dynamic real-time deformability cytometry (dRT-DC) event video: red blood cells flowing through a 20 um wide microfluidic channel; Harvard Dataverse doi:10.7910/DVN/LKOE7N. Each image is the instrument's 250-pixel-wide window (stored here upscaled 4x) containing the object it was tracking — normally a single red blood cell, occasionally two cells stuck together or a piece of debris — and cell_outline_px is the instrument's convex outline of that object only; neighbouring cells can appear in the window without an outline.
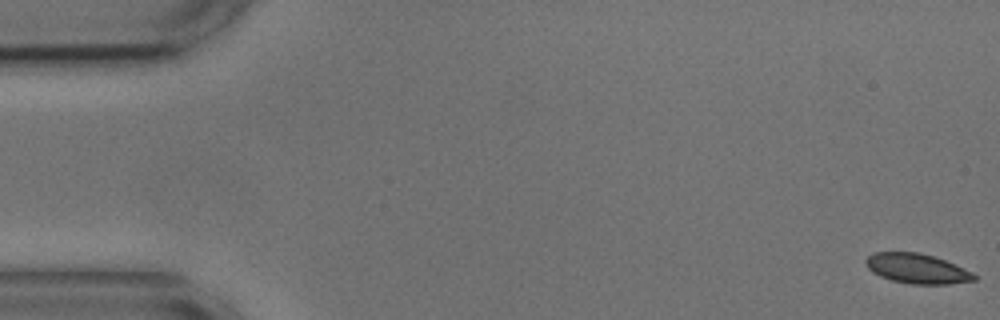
{"species": "common noctule bat (a hibernating species)", "species_latin": "Nyctalus noctula", "temperature_condition": "cold", "stored_images_in_passage": 56, "camera_frame_rate_fps": 3000, "um_per_image_px": 0.085, "animal": {"sex": "male", "body_mass_g": 17.9, "forearm_length_mm": 54.2}, "frame": {"image": 1, "passage_image": 1, "time_ms": 0.0, "image_size_px": [1000, 320], "cell_outline_px": [[976, 280], [948, 284], [912, 284], [892, 280], [880, 276], [872, 272], [868, 268], [864, 260], [868, 256], [876, 252], [920, 252], [944, 260], [964, 268], [972, 272], [976, 276]], "centroid_in_image_um": [77.93, 22.83], "position_along_channel_um": 7.1, "area_um2": 18.73}}
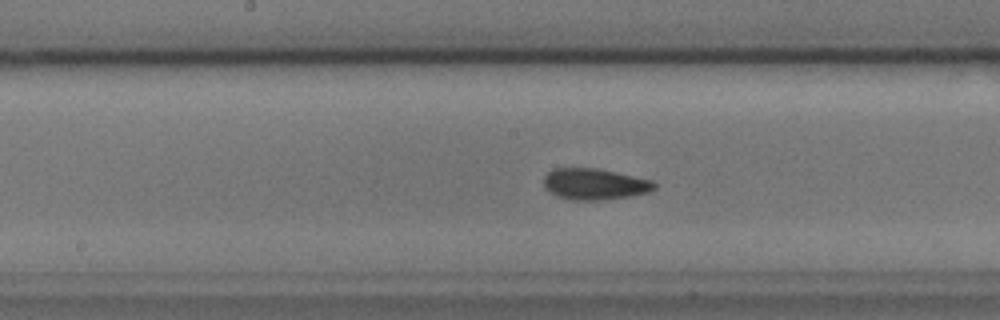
{"frame": {"image": 2, "passage_image": 28, "time_ms": 9.0, "image_size_px": [1000, 320], "cell_outline_px": [[656, 188], [648, 192], [628, 196], [600, 200], [572, 200], [556, 196], [544, 188], [544, 176], [552, 168], [596, 168], [616, 172], [652, 180], [656, 184]], "centroid_in_image_um": [50.51, 15.64], "position_along_channel_um": 197.7, "area_um2": 20.11}}
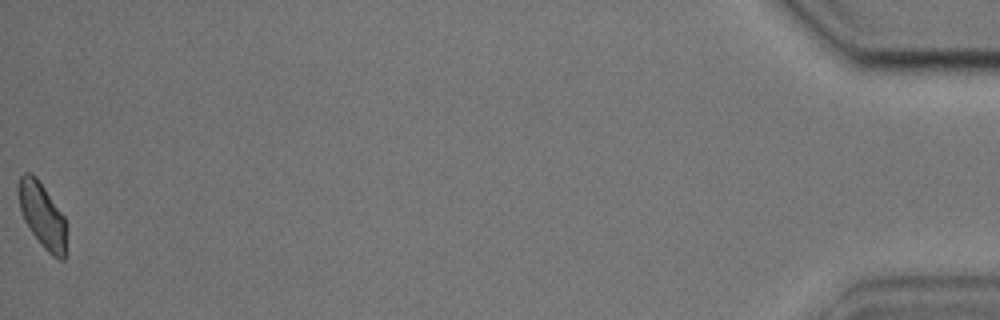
{"frame": {"image": 3, "passage_image": 56, "time_ms": 18.333, "image_size_px": [1000, 320], "cell_outline_px": [[68, 228], [64, 260], [60, 260], [52, 256], [44, 248], [32, 232], [24, 220], [20, 208], [16, 192], [16, 188], [20, 176], [24, 172], [28, 172], [36, 176], [64, 216], [68, 224]], "centroid_in_image_um": [3.6, 18.3], "position_along_channel_um": 431.6, "area_um2": 18.55}, "authors_computed_cell_mechanics": {"area_um2": 19.2763, "velocity_mm_per_s": 3.5787, "shape_relaxation_time_tau1_ms": 5.0822, "shape_relaxation_time_tau2_ms": 1.1749, "deformation_change_tau1": 0.0905, "deformation_change_tau2": 0.0486}}